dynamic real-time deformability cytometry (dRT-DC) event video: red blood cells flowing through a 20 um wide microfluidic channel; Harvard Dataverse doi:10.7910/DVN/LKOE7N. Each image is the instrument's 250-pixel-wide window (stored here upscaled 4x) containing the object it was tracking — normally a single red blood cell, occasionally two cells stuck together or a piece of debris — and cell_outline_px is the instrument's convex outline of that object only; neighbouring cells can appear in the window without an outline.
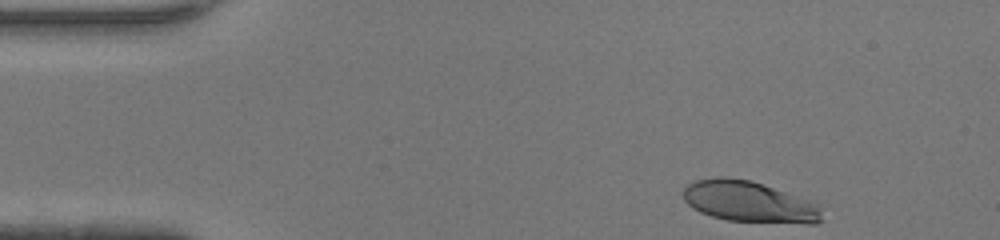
{"species": "human", "species_latin": "Homo sapiens", "temperature_condition": "warm", "stored_images_in_passage": 34, "camera_frame_rate_fps": 3000, "um_per_image_px": 0.085, "donor": {"sex": "female"}, "frame": {"image": 1, "passage_image": 1, "time_ms": 0.0, "image_size_px": [1000, 240], "cell_outline_px": [[824, 220], [816, 224], [808, 224], [728, 220], [712, 216], [700, 212], [692, 208], [684, 200], [684, 188], [688, 184], [696, 180], [720, 176], [724, 176], [752, 180], [808, 200], [816, 204], [820, 208]], "centroid_in_image_um": [63.69, 17.15], "position_along_channel_um": 21.3, "area_um2": 33.23}}
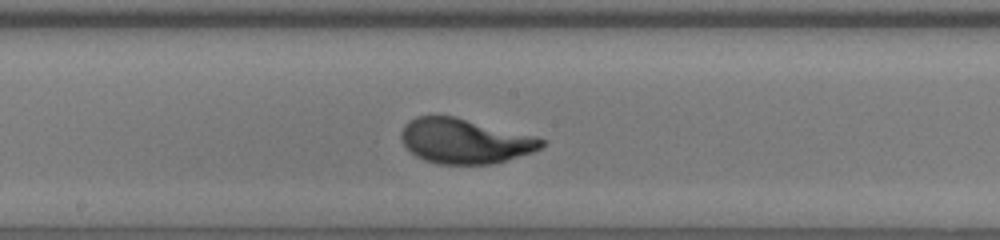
{"frame": {"image": 2, "passage_image": 20, "time_ms": 6.333, "image_size_px": [1000, 240], "cell_outline_px": [[548, 140], [540, 148], [532, 152], [492, 164], [436, 164], [424, 160], [416, 156], [404, 144], [400, 136], [400, 132], [404, 124], [408, 120], [416, 116], [456, 116], [536, 136]], "centroid_in_image_um": [39.5, 11.98], "position_along_channel_um": 208.7, "area_um2": 36.88}}
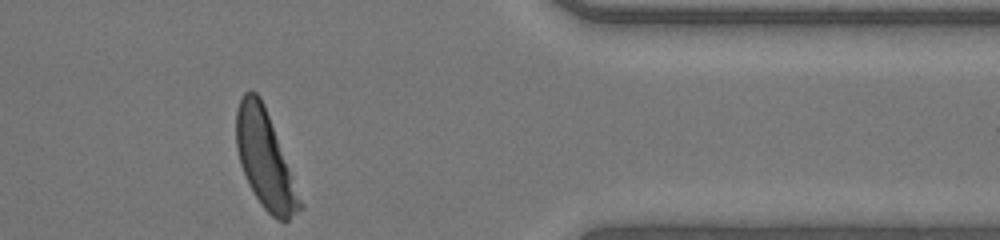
{"frame": {"image": 3, "passage_image": 34, "time_ms": 11.0, "image_size_px": [1000, 240], "cell_outline_px": [[304, 208], [288, 220], [276, 220], [264, 208], [248, 184], [240, 164], [236, 148], [236, 108], [244, 92], [252, 88], [260, 96], [264, 104], [304, 204]], "centroid_in_image_um": [22.52, 13.55], "position_along_channel_um": 388.9, "area_um2": 35.89}, "authors_computed_cell_mechanics": {"area_um2": 36.5007, "velocity_mm_per_s": 4.347, "shape_relaxation_time_tau1_ms": 2.3999, "shape_relaxation_time_tau2_ms": null, "deformation_change_tau1": 0.1809, "deformation_change_tau2": null}}